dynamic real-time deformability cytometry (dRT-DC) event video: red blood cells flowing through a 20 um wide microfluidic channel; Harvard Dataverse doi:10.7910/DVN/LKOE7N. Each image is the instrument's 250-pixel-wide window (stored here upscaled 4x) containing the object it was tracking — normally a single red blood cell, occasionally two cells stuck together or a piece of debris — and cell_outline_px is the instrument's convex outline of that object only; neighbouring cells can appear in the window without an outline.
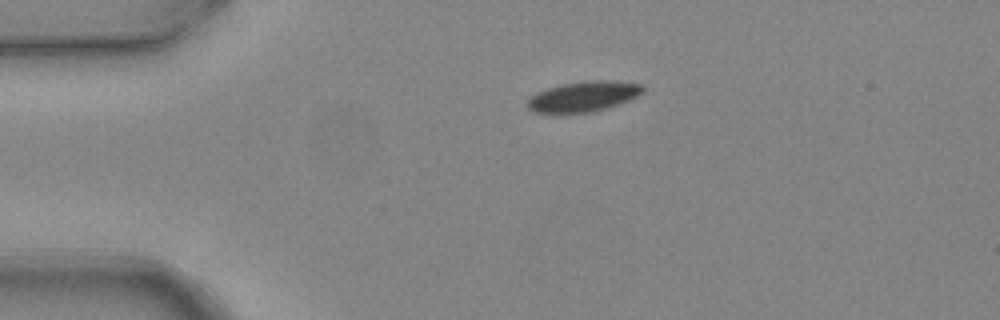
{"species": "common noctule bat (a hibernating species)", "species_latin": "Nyctalus noctula", "temperature_condition": "warm", "stored_images_in_passage": 2, "camera_frame_rate_fps": 3000, "um_per_image_px": 0.085, "animal": {"sex": "female", "body_mass_g": 24.6, "forearm_length_mm": 56.2}, "frame": {"image": 1, "passage_image": 1, "time_ms": 0.0, "image_size_px": [1000, 320], "cell_outline_px": [[644, 92], [628, 100], [592, 112], [532, 112], [528, 108], [528, 100], [536, 92], [560, 84], [584, 80], [612, 80], [644, 84]], "centroid_in_image_um": [49.61, 8.17], "position_along_channel_um": 35.4, "area_um2": 20.23}}